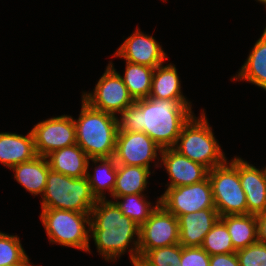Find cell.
<instances>
[{"label":"cell","instance_id":"obj_1","mask_svg":"<svg viewBox=\"0 0 266 266\" xmlns=\"http://www.w3.org/2000/svg\"><path fill=\"white\" fill-rule=\"evenodd\" d=\"M191 106L188 100H136L117 116L118 132H144L162 149L172 148L193 116Z\"/></svg>","mask_w":266,"mask_h":266},{"label":"cell","instance_id":"obj_2","mask_svg":"<svg viewBox=\"0 0 266 266\" xmlns=\"http://www.w3.org/2000/svg\"><path fill=\"white\" fill-rule=\"evenodd\" d=\"M89 229V237H93L97 252L106 261L117 260L127 251L130 243L133 244L128 250L130 261L134 263L139 259L140 226L124 215L114 201L97 200L90 213Z\"/></svg>","mask_w":266,"mask_h":266},{"label":"cell","instance_id":"obj_3","mask_svg":"<svg viewBox=\"0 0 266 266\" xmlns=\"http://www.w3.org/2000/svg\"><path fill=\"white\" fill-rule=\"evenodd\" d=\"M76 127V144L89 156L109 158L115 153L118 132L117 116L90 107L82 100Z\"/></svg>","mask_w":266,"mask_h":266},{"label":"cell","instance_id":"obj_4","mask_svg":"<svg viewBox=\"0 0 266 266\" xmlns=\"http://www.w3.org/2000/svg\"><path fill=\"white\" fill-rule=\"evenodd\" d=\"M96 202L97 199L92 194L87 176L74 178L49 170L42 195V209L91 213Z\"/></svg>","mask_w":266,"mask_h":266},{"label":"cell","instance_id":"obj_5","mask_svg":"<svg viewBox=\"0 0 266 266\" xmlns=\"http://www.w3.org/2000/svg\"><path fill=\"white\" fill-rule=\"evenodd\" d=\"M203 112L204 110L199 118L193 115L183 126L173 148L190 160L211 170L224 164L227 159Z\"/></svg>","mask_w":266,"mask_h":266},{"label":"cell","instance_id":"obj_6","mask_svg":"<svg viewBox=\"0 0 266 266\" xmlns=\"http://www.w3.org/2000/svg\"><path fill=\"white\" fill-rule=\"evenodd\" d=\"M40 218L50 243L90 253V213L42 209ZM88 226V229L86 228Z\"/></svg>","mask_w":266,"mask_h":266},{"label":"cell","instance_id":"obj_7","mask_svg":"<svg viewBox=\"0 0 266 266\" xmlns=\"http://www.w3.org/2000/svg\"><path fill=\"white\" fill-rule=\"evenodd\" d=\"M208 178L215 207L220 217L247 214L246 195L238 172V157L209 170Z\"/></svg>","mask_w":266,"mask_h":266},{"label":"cell","instance_id":"obj_8","mask_svg":"<svg viewBox=\"0 0 266 266\" xmlns=\"http://www.w3.org/2000/svg\"><path fill=\"white\" fill-rule=\"evenodd\" d=\"M82 100L93 109L114 116L135 102L112 62H109L106 67L94 88V92L83 93Z\"/></svg>","mask_w":266,"mask_h":266},{"label":"cell","instance_id":"obj_9","mask_svg":"<svg viewBox=\"0 0 266 266\" xmlns=\"http://www.w3.org/2000/svg\"><path fill=\"white\" fill-rule=\"evenodd\" d=\"M159 199L160 204L177 218L202 209H216L208 177L191 185L167 188Z\"/></svg>","mask_w":266,"mask_h":266},{"label":"cell","instance_id":"obj_10","mask_svg":"<svg viewBox=\"0 0 266 266\" xmlns=\"http://www.w3.org/2000/svg\"><path fill=\"white\" fill-rule=\"evenodd\" d=\"M179 243L178 218L161 204L139 230V259L149 250Z\"/></svg>","mask_w":266,"mask_h":266},{"label":"cell","instance_id":"obj_11","mask_svg":"<svg viewBox=\"0 0 266 266\" xmlns=\"http://www.w3.org/2000/svg\"><path fill=\"white\" fill-rule=\"evenodd\" d=\"M37 155L46 157L52 151L76 144L73 117L61 115L41 121L32 128Z\"/></svg>","mask_w":266,"mask_h":266},{"label":"cell","instance_id":"obj_12","mask_svg":"<svg viewBox=\"0 0 266 266\" xmlns=\"http://www.w3.org/2000/svg\"><path fill=\"white\" fill-rule=\"evenodd\" d=\"M161 151L162 148L144 132H117L113 157L117 164L150 169V162L156 160Z\"/></svg>","mask_w":266,"mask_h":266},{"label":"cell","instance_id":"obj_13","mask_svg":"<svg viewBox=\"0 0 266 266\" xmlns=\"http://www.w3.org/2000/svg\"><path fill=\"white\" fill-rule=\"evenodd\" d=\"M113 56L153 68L164 64L167 58L160 43L153 36L141 32L139 28L126 38Z\"/></svg>","mask_w":266,"mask_h":266},{"label":"cell","instance_id":"obj_14","mask_svg":"<svg viewBox=\"0 0 266 266\" xmlns=\"http://www.w3.org/2000/svg\"><path fill=\"white\" fill-rule=\"evenodd\" d=\"M161 163L164 165L170 179L167 188L191 185L201 182L208 177L209 169L204 165L194 162L172 148L162 149Z\"/></svg>","mask_w":266,"mask_h":266},{"label":"cell","instance_id":"obj_15","mask_svg":"<svg viewBox=\"0 0 266 266\" xmlns=\"http://www.w3.org/2000/svg\"><path fill=\"white\" fill-rule=\"evenodd\" d=\"M238 172L246 195L247 214L258 215L266 211V171L238 157Z\"/></svg>","mask_w":266,"mask_h":266},{"label":"cell","instance_id":"obj_16","mask_svg":"<svg viewBox=\"0 0 266 266\" xmlns=\"http://www.w3.org/2000/svg\"><path fill=\"white\" fill-rule=\"evenodd\" d=\"M220 218L216 209H202L181 215L179 221V244L184 247H201L206 234Z\"/></svg>","mask_w":266,"mask_h":266},{"label":"cell","instance_id":"obj_17","mask_svg":"<svg viewBox=\"0 0 266 266\" xmlns=\"http://www.w3.org/2000/svg\"><path fill=\"white\" fill-rule=\"evenodd\" d=\"M37 155L32 131L22 134L0 133V163L12 168L22 162L34 159Z\"/></svg>","mask_w":266,"mask_h":266},{"label":"cell","instance_id":"obj_18","mask_svg":"<svg viewBox=\"0 0 266 266\" xmlns=\"http://www.w3.org/2000/svg\"><path fill=\"white\" fill-rule=\"evenodd\" d=\"M46 157L54 172L74 178L87 176L90 158L77 144L54 150Z\"/></svg>","mask_w":266,"mask_h":266},{"label":"cell","instance_id":"obj_19","mask_svg":"<svg viewBox=\"0 0 266 266\" xmlns=\"http://www.w3.org/2000/svg\"><path fill=\"white\" fill-rule=\"evenodd\" d=\"M16 181L32 195H43L50 165L47 157L36 156L34 159L22 162L12 167Z\"/></svg>","mask_w":266,"mask_h":266},{"label":"cell","instance_id":"obj_20","mask_svg":"<svg viewBox=\"0 0 266 266\" xmlns=\"http://www.w3.org/2000/svg\"><path fill=\"white\" fill-rule=\"evenodd\" d=\"M237 73L231 79L234 81L246 80L266 91V27Z\"/></svg>","mask_w":266,"mask_h":266},{"label":"cell","instance_id":"obj_21","mask_svg":"<svg viewBox=\"0 0 266 266\" xmlns=\"http://www.w3.org/2000/svg\"><path fill=\"white\" fill-rule=\"evenodd\" d=\"M181 88V81L175 65L170 63L163 66L162 64L154 68L150 98L187 100Z\"/></svg>","mask_w":266,"mask_h":266},{"label":"cell","instance_id":"obj_22","mask_svg":"<svg viewBox=\"0 0 266 266\" xmlns=\"http://www.w3.org/2000/svg\"><path fill=\"white\" fill-rule=\"evenodd\" d=\"M220 219L226 224L236 251L258 242L256 215H225Z\"/></svg>","mask_w":266,"mask_h":266},{"label":"cell","instance_id":"obj_23","mask_svg":"<svg viewBox=\"0 0 266 266\" xmlns=\"http://www.w3.org/2000/svg\"><path fill=\"white\" fill-rule=\"evenodd\" d=\"M151 175L149 168L117 164L116 184L112 197L143 194Z\"/></svg>","mask_w":266,"mask_h":266},{"label":"cell","instance_id":"obj_24","mask_svg":"<svg viewBox=\"0 0 266 266\" xmlns=\"http://www.w3.org/2000/svg\"><path fill=\"white\" fill-rule=\"evenodd\" d=\"M96 167L94 168V174L87 172L88 182L92 191V194L96 199H106L105 189L112 195L116 184L117 176V163L114 157L109 158H94L90 159ZM101 163V164H97Z\"/></svg>","mask_w":266,"mask_h":266},{"label":"cell","instance_id":"obj_25","mask_svg":"<svg viewBox=\"0 0 266 266\" xmlns=\"http://www.w3.org/2000/svg\"><path fill=\"white\" fill-rule=\"evenodd\" d=\"M153 73V67L126 61L125 74L121 78L134 101L149 97Z\"/></svg>","mask_w":266,"mask_h":266},{"label":"cell","instance_id":"obj_26","mask_svg":"<svg viewBox=\"0 0 266 266\" xmlns=\"http://www.w3.org/2000/svg\"><path fill=\"white\" fill-rule=\"evenodd\" d=\"M113 199L116 200L114 202L120 208L122 213L134 221L138 226L145 223L149 219L151 213L160 204V199H158L155 206L151 205V203L145 198L144 194H131L113 197Z\"/></svg>","mask_w":266,"mask_h":266},{"label":"cell","instance_id":"obj_27","mask_svg":"<svg viewBox=\"0 0 266 266\" xmlns=\"http://www.w3.org/2000/svg\"><path fill=\"white\" fill-rule=\"evenodd\" d=\"M0 266H33L17 235L0 232Z\"/></svg>","mask_w":266,"mask_h":266},{"label":"cell","instance_id":"obj_28","mask_svg":"<svg viewBox=\"0 0 266 266\" xmlns=\"http://www.w3.org/2000/svg\"><path fill=\"white\" fill-rule=\"evenodd\" d=\"M201 247L209 255L227 254L236 252L226 224L219 218L212 229L206 234Z\"/></svg>","mask_w":266,"mask_h":266},{"label":"cell","instance_id":"obj_29","mask_svg":"<svg viewBox=\"0 0 266 266\" xmlns=\"http://www.w3.org/2000/svg\"><path fill=\"white\" fill-rule=\"evenodd\" d=\"M140 260L146 266H179L181 244L164 246L147 251Z\"/></svg>","mask_w":266,"mask_h":266},{"label":"cell","instance_id":"obj_30","mask_svg":"<svg viewBox=\"0 0 266 266\" xmlns=\"http://www.w3.org/2000/svg\"><path fill=\"white\" fill-rule=\"evenodd\" d=\"M240 266H266V244L256 242L236 251Z\"/></svg>","mask_w":266,"mask_h":266},{"label":"cell","instance_id":"obj_31","mask_svg":"<svg viewBox=\"0 0 266 266\" xmlns=\"http://www.w3.org/2000/svg\"><path fill=\"white\" fill-rule=\"evenodd\" d=\"M179 266H210V255L202 247H184L181 245Z\"/></svg>","mask_w":266,"mask_h":266},{"label":"cell","instance_id":"obj_32","mask_svg":"<svg viewBox=\"0 0 266 266\" xmlns=\"http://www.w3.org/2000/svg\"><path fill=\"white\" fill-rule=\"evenodd\" d=\"M210 266H240L236 252L210 255Z\"/></svg>","mask_w":266,"mask_h":266},{"label":"cell","instance_id":"obj_33","mask_svg":"<svg viewBox=\"0 0 266 266\" xmlns=\"http://www.w3.org/2000/svg\"><path fill=\"white\" fill-rule=\"evenodd\" d=\"M258 242L266 244V211L256 215Z\"/></svg>","mask_w":266,"mask_h":266},{"label":"cell","instance_id":"obj_34","mask_svg":"<svg viewBox=\"0 0 266 266\" xmlns=\"http://www.w3.org/2000/svg\"><path fill=\"white\" fill-rule=\"evenodd\" d=\"M133 266H146L140 259L132 263Z\"/></svg>","mask_w":266,"mask_h":266},{"label":"cell","instance_id":"obj_35","mask_svg":"<svg viewBox=\"0 0 266 266\" xmlns=\"http://www.w3.org/2000/svg\"><path fill=\"white\" fill-rule=\"evenodd\" d=\"M257 1H259L260 3H264L266 6V0H257Z\"/></svg>","mask_w":266,"mask_h":266}]
</instances>
